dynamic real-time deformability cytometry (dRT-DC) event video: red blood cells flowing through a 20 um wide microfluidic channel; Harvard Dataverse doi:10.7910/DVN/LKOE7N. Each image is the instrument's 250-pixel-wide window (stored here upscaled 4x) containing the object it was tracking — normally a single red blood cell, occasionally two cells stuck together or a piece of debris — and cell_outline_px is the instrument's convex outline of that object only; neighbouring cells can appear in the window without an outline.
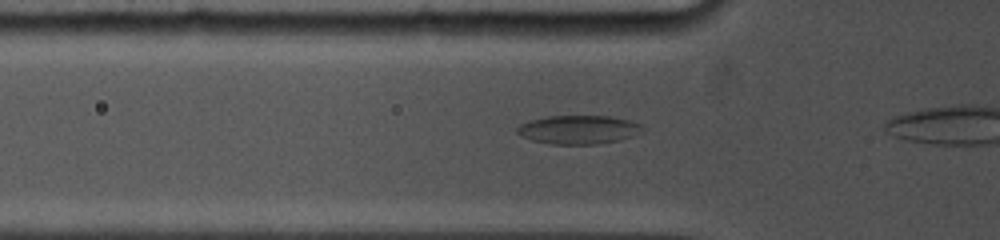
{"species": "common noctule bat (a hibernating species)", "species_latin": "Nyctalus noctula", "temperature_condition": "cold", "stored_images_in_passage": 13, "camera_frame_rate_fps": 5000, "um_per_image_px": 0.085, "animal": {"sex": "female", "body_mass_g": 19.0, "forearm_length_mm": 53.3}, "frame": {"image": 1, "passage_image": 3, "time_ms": 0.6, "image_size_px": [1000, 240], "cell_outline_px": [[648, 128], [644, 132], [632, 136], [616, 140], [596, 144], [552, 144], [532, 140], [520, 136], [516, 132], [516, 128], [520, 124], [528, 120], [548, 116], [608, 116], [628, 120], [644, 124]], "centroid_in_image_um": [49.2, 11.01], "position_along_channel_um": 76.6, "area_um2": 21.15}}
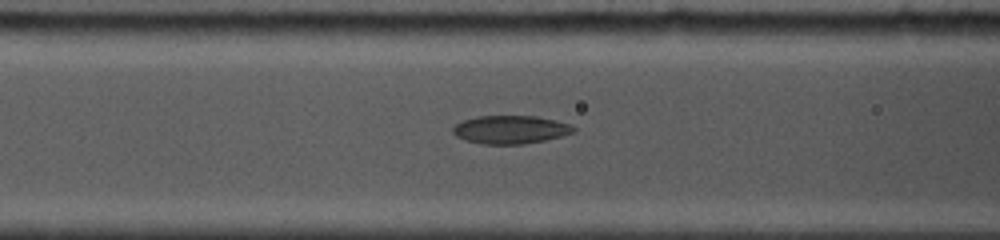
{"frame": {"image": 2, "passage_image": 6, "time_ms": 1.8, "image_size_px": [1000, 240], "cell_outline_px": [[576, 132], [544, 140], [524, 144], [480, 144], [464, 140], [456, 136], [452, 132], [452, 128], [456, 124], [464, 120], [476, 116], [536, 116], [556, 120], [572, 124], [576, 128]], "centroid_in_image_um": [43.4, 11.01], "position_along_channel_um": 123.2, "area_um2": 20.0}}
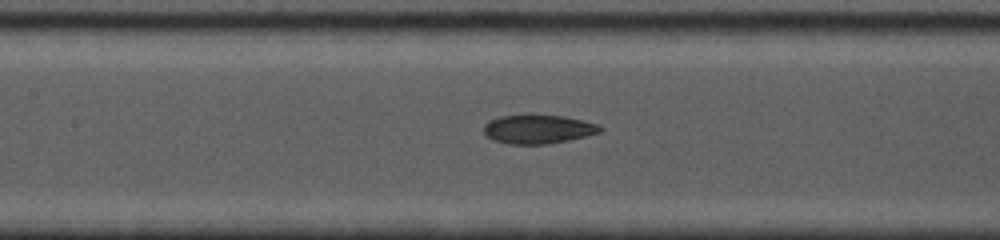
{"frame": {"image": 3, "passage_image": 9, "time_ms": 2.8, "image_size_px": [1000, 240], "cell_outline_px": [[604, 128], [600, 132], [568, 140], [548, 144], [508, 144], [492, 140], [484, 132], [484, 124], [488, 120], [500, 116], [528, 112], [564, 116], [600, 124]], "centroid_in_image_um": [45.71, 10.93], "position_along_channel_um": 161.7, "area_um2": 20.29}}